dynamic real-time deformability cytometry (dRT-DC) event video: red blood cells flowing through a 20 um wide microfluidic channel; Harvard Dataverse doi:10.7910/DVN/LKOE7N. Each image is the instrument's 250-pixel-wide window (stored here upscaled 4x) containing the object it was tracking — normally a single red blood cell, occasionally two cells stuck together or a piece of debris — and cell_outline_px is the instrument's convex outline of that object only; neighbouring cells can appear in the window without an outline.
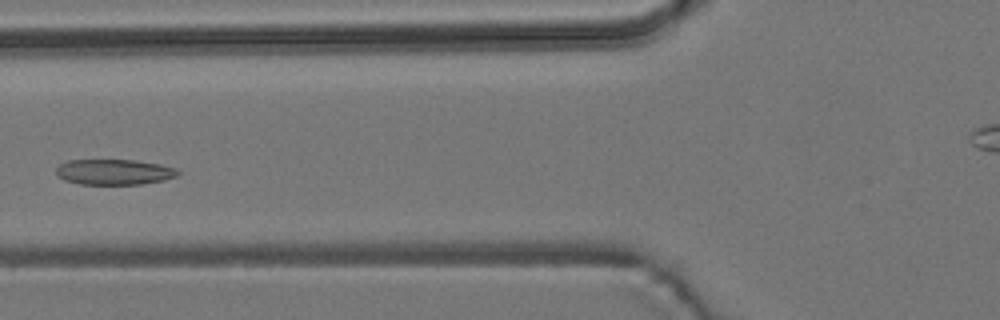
{"species": "common noctule bat (a hibernating species)", "species_latin": "Nyctalus noctula", "temperature_condition": "room temperature", "stored_images_in_passage": 4, "camera_frame_rate_fps": 3000, "um_per_image_px": 0.085, "animal": {"sex": "male", "body_mass_g": 19.2, "forearm_length_mm": 51.8}, "frame": {"image": 1, "passage_image": 4, "time_ms": 4.333, "image_size_px": [1000, 320], "cell_outline_px": [[180, 172], [176, 176], [164, 180], [140, 184], [80, 184], [64, 180], [56, 176], [56, 168], [60, 164], [68, 160], [136, 160], [160, 164], [176, 168]], "centroid_in_image_um": [9.68, 14.61], "position_along_channel_um": 116.1, "area_um2": 18.15}}